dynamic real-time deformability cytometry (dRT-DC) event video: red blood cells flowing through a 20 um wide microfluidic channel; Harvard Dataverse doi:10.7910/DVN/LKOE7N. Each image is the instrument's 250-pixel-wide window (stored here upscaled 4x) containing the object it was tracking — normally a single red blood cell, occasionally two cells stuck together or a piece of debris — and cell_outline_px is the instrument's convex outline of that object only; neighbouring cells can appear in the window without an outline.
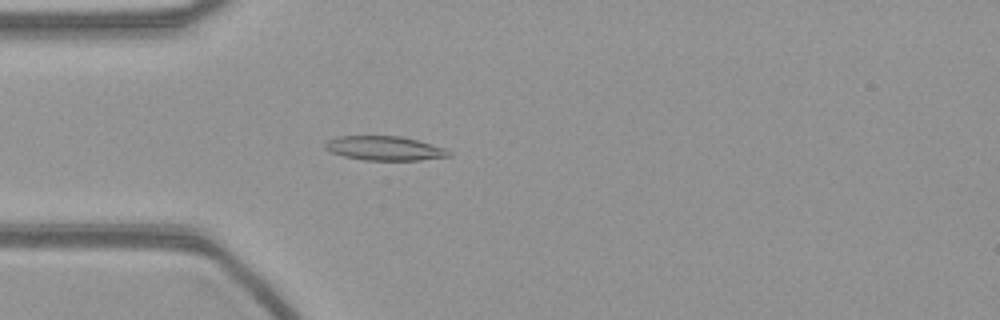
{"species": "common noctule bat (a hibernating species)", "species_latin": "Nyctalus noctula", "temperature_condition": "warm", "stored_images_in_passage": 55, "camera_frame_rate_fps": 3000, "um_per_image_px": 0.085, "animal": {"sex": "female", "body_mass_g": 21.9}, "frame": {"image": 1, "passage_image": 15, "time_ms": 4.667, "image_size_px": [1000, 320], "cell_outline_px": [[452, 156], [420, 160], [364, 160], [344, 156], [332, 152], [324, 148], [324, 144], [328, 140], [336, 136], [400, 136], [416, 140], [444, 148], [452, 152]], "centroid_in_image_um": [32.68, 12.6], "position_along_channel_um": 52.3, "area_um2": 17.4}}
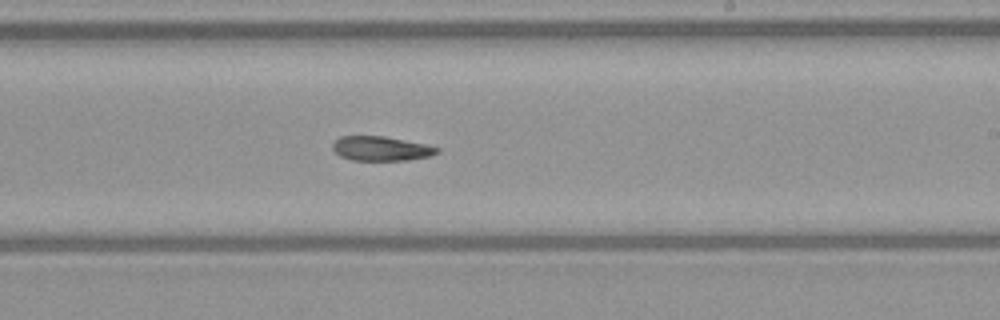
{"frame": {"image": 2, "passage_image": 32, "time_ms": 10.333, "image_size_px": [1000, 320], "cell_outline_px": [[440, 152], [432, 156], [408, 160], [352, 160], [340, 156], [332, 148], [332, 144], [340, 136], [384, 136], [424, 144], [440, 148]], "centroid_in_image_um": [32.41, 12.63], "position_along_channel_um": 256.6, "area_um2": 14.85}}
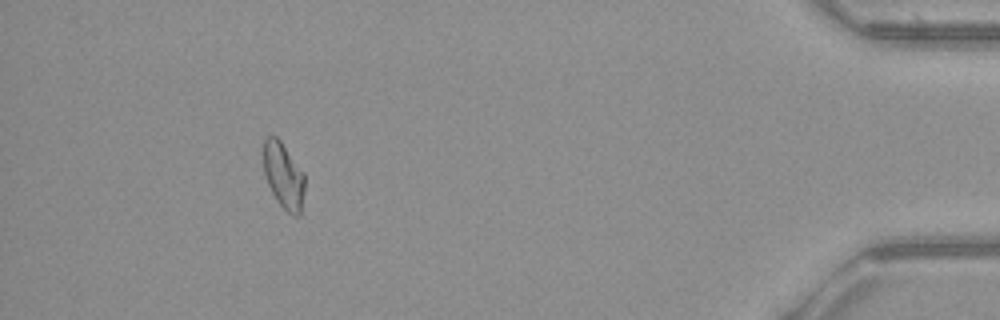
{"frame": {"image": 3, "passage_image": 50, "time_ms": 16.333, "image_size_px": [1000, 320], "cell_outline_px": [[304, 192], [300, 216], [292, 216], [276, 200], [268, 184], [264, 172], [264, 140], [268, 136], [276, 136], [280, 140], [304, 172]], "centroid_in_image_um": [24.12, 14.94], "position_along_channel_um": 411.1, "area_um2": 15.78}}